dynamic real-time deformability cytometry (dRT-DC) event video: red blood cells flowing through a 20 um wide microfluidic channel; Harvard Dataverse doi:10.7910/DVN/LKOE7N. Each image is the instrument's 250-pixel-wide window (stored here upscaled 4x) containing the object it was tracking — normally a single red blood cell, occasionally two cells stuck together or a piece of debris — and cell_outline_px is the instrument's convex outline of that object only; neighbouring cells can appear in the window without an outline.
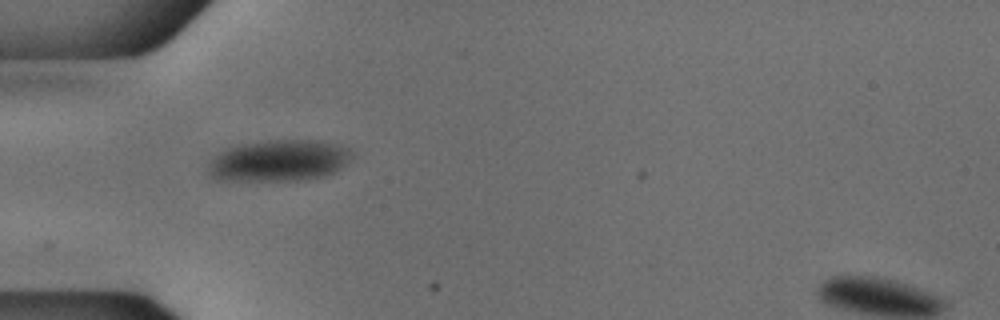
{"species": "common noctule bat (a hibernating species)", "species_latin": "Nyctalus noctula", "temperature_condition": "cold", "stored_images_in_passage": 38, "camera_frame_rate_fps": 3000, "um_per_image_px": 0.085, "animal": {"sex": "male", "body_mass_g": 18.8}, "frame": {"image": 1, "passage_image": 1, "time_ms": 0.0, "image_size_px": [1000, 320], "cell_outline_px": [[352, 156], [344, 164], [332, 172], [324, 176], [300, 180], [212, 180], [208, 172], [208, 164], [224, 148], [268, 140], [320, 140], [336, 144], [348, 148], [352, 152]], "centroid_in_image_um": [23.67, 13.65], "position_along_channel_um": 61.3, "area_um2": 34.45}}
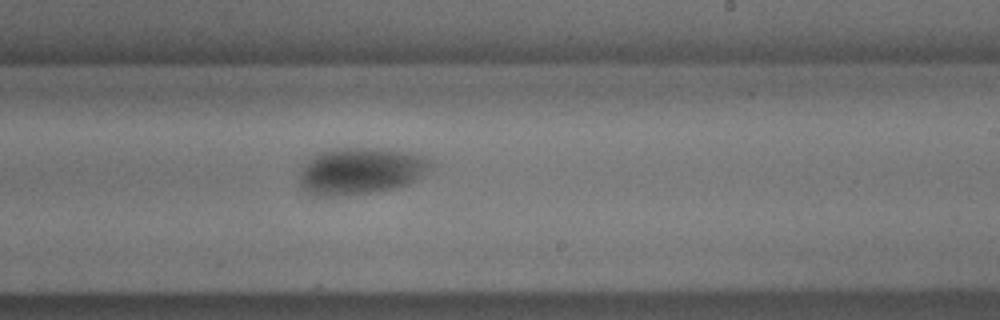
{"frame": {"image": 2, "passage_image": 17, "time_ms": 5.333, "image_size_px": [1000, 320], "cell_outline_px": [[432, 164], [416, 180], [408, 184], [392, 188], [368, 192], [336, 196], [320, 196], [308, 192], [300, 184], [300, 172], [308, 160], [316, 152], [332, 148], [388, 148], [408, 152], [424, 156]], "centroid_in_image_um": [30.62, 14.5], "position_along_channel_um": 258.4, "area_um2": 35.49}}
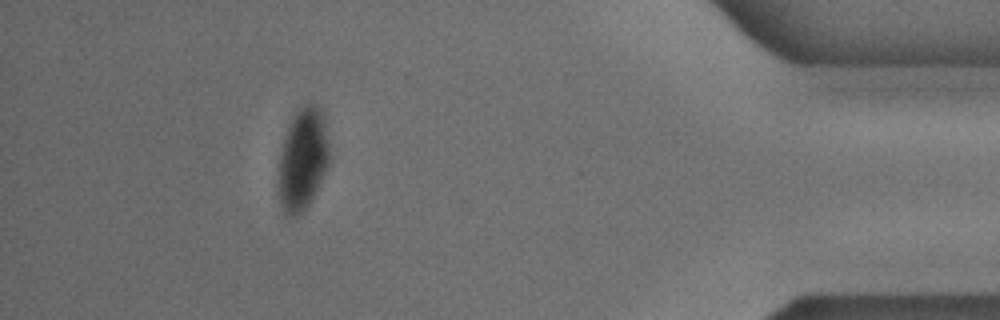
{"frame": {"image": 3, "passage_image": 33, "time_ms": 10.667, "image_size_px": [1000, 320], "cell_outline_px": [[328, 168], [308, 204], [296, 216], [288, 216], [284, 212], [280, 200], [280, 152], [284, 136], [296, 112], [304, 104], [316, 104], [320, 112], [324, 124], [328, 148]], "centroid_in_image_um": [25.73, 13.54], "position_along_channel_um": 409.5, "area_um2": 29.07}}